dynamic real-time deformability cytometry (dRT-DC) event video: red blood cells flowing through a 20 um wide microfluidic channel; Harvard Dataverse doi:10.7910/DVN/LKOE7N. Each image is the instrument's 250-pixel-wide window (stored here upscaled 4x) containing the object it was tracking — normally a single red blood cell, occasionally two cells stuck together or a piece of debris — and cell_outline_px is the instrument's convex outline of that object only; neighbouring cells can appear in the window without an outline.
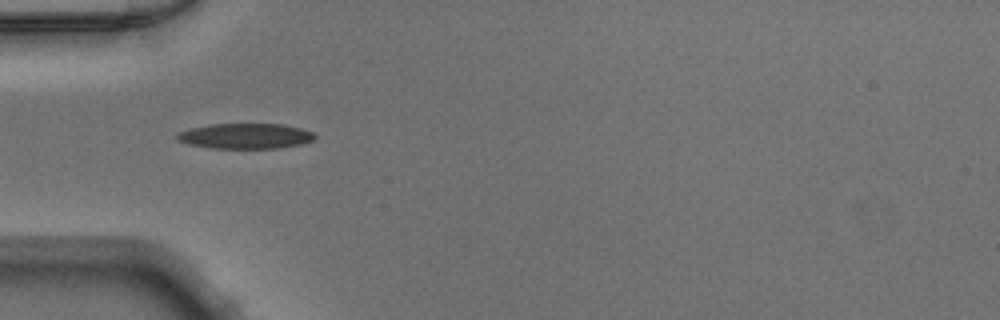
{"species": "Egyptian fruit bat (a non-hibernating species)", "species_latin": "Rousettus aegyptiacus", "temperature_condition": "warm", "stored_images_in_passage": 5, "camera_frame_rate_fps": 3000, "um_per_image_px": 0.085, "animal": {"sex": "male"}, "frame": {"image": 1, "passage_image": 1, "time_ms": 0.0, "image_size_px": [1000, 320], "cell_outline_px": [[316, 136], [312, 140], [300, 144], [280, 148], [212, 148], [188, 144], [176, 140], [176, 136], [180, 132], [192, 128], [208, 124], [280, 124], [300, 128], [316, 132]], "centroid_in_image_um": [20.87, 11.56], "position_along_channel_um": 64.1, "area_um2": 20.29}}